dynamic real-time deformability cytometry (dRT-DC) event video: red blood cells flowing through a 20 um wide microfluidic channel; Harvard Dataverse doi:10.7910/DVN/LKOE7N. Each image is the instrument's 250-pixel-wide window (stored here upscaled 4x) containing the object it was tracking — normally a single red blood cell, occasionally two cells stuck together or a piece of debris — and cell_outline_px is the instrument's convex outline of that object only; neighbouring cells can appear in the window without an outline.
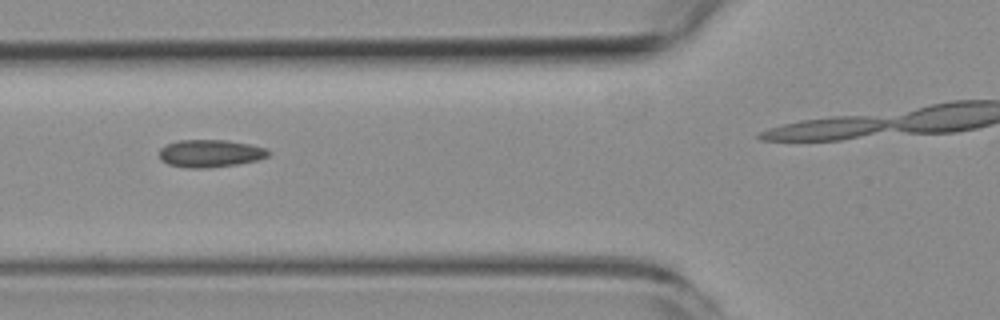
{"species": "common noctule bat (a hibernating species)", "species_latin": "Nyctalus noctula", "temperature_condition": "room temperature", "stored_images_in_passage": 15, "camera_frame_rate_fps": 3000, "um_per_image_px": 0.085, "animal": {"sex": "female", "body_mass_g": 19.3, "forearm_length_mm": 54.1}, "frame": {"image": 1, "passage_image": 5, "time_ms": 5.333, "image_size_px": [1000, 320], "cell_outline_px": [[268, 156], [260, 160], [236, 164], [208, 168], [184, 168], [168, 164], [160, 160], [160, 148], [168, 144], [180, 140], [228, 140], [268, 148]], "centroid_in_image_um": [17.87, 13.05], "position_along_channel_um": 107.9, "area_um2": 17.57}}
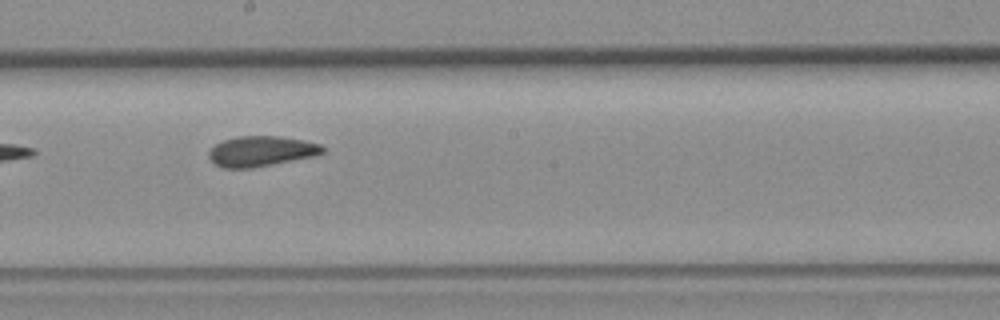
{"frame": {"image": 2, "passage_image": 9, "time_ms": 10.667, "image_size_px": [1000, 320], "cell_outline_px": [[328, 148], [324, 152], [316, 156], [252, 168], [224, 168], [216, 164], [208, 156], [208, 152], [216, 144], [224, 140], [236, 136], [280, 136], [304, 140], [320, 144]], "centroid_in_image_um": [22.25, 12.85], "position_along_channel_um": 225.9, "area_um2": 20.23}}
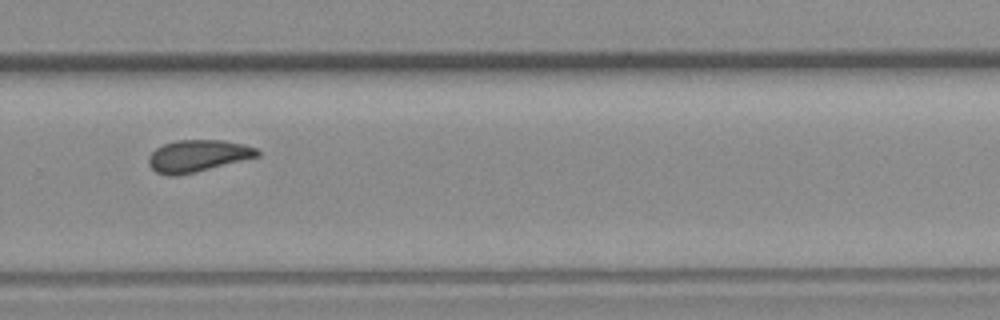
{"frame": {"image": 3, "passage_image": 11, "time_ms": 13.0, "image_size_px": [1000, 320], "cell_outline_px": [[260, 156], [196, 172], [176, 176], [168, 176], [156, 172], [148, 164], [148, 156], [156, 148], [164, 144], [176, 140], [224, 140], [244, 144], [256, 148], [260, 152]], "centroid_in_image_um": [16.81, 13.25], "position_along_channel_um": 313.0, "area_um2": 20.35}, "authors_computed_cell_mechanics": {"area_um2": 17.5712, "velocity_mm_per_s": 2.6922, "shape_relaxation_time_tau1_ms": null, "shape_relaxation_time_tau2_ms": 2.3184, "deformation_change_tau1": null, "deformation_change_tau2": 0.0745}}